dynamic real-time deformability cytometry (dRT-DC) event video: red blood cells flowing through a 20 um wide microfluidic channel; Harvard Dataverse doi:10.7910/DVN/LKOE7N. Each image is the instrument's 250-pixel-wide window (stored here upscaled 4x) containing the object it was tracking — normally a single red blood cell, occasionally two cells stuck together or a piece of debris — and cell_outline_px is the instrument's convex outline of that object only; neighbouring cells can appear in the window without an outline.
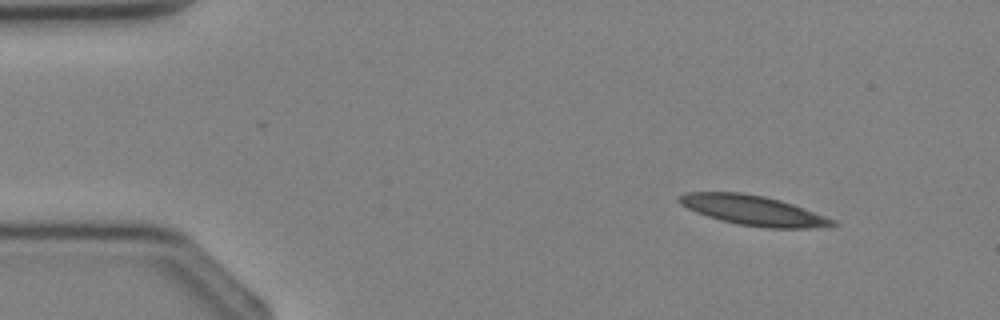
{"species": "Egyptian fruit bat (a non-hibernating species)", "species_latin": "Rousettus aegyptiacus", "temperature_condition": "cold", "stored_images_in_passage": 5, "segment_of_instrument_passage": [2, 2], "camera_frame_rate_fps": 3000, "um_per_image_px": 0.085, "animal": {"sex": "female"}, "frame": {"image": 1, "passage_image": 5, "time_ms": 4.667, "image_size_px": [1000, 320], "cell_outline_px": [[840, 224], [808, 228], [764, 228], [736, 224], [720, 220], [696, 212], [680, 204], [676, 200], [676, 196], [688, 192], [740, 192], [764, 196], [780, 200], [804, 208], [836, 220]], "centroid_in_image_um": [63.99, 17.88], "position_along_channel_um": 21.0, "area_um2": 26.7}}